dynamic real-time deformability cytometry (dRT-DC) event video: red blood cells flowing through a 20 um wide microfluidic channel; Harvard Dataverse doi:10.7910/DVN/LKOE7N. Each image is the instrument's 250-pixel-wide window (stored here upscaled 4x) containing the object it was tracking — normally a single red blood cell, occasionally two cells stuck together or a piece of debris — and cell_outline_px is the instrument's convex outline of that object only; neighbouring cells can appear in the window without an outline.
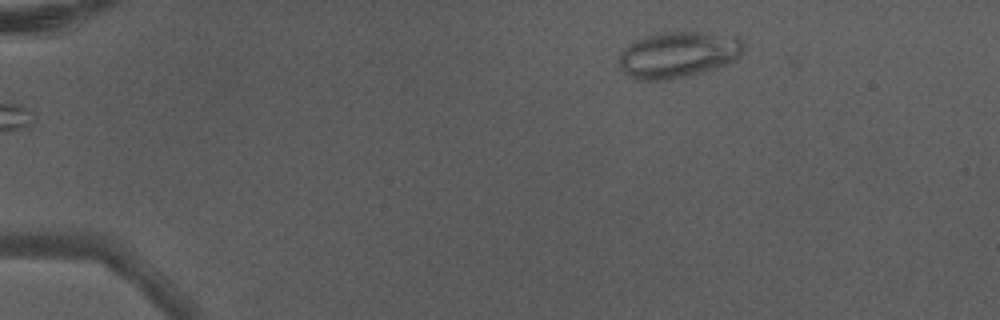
{"species": "Egyptian fruit bat (a non-hibernating species)", "species_latin": "Rousettus aegyptiacus", "temperature_condition": "warm", "stored_images_in_passage": 4, "camera_frame_rate_fps": 3000, "um_per_image_px": 0.085, "animal": {"sex": "male"}, "frame": {"image": 1, "passage_image": 4, "time_ms": 1.0, "image_size_px": [1000, 320], "cell_outline_px": [[744, 52], [740, 56], [716, 68], [672, 80], [636, 80], [628, 76], [620, 68], [620, 52], [632, 40], [644, 36], [660, 32], [700, 32], [740, 36], [744, 48]], "centroid_in_image_um": [57.62, 4.64], "position_along_channel_um": 27.4, "area_um2": 33.81}}